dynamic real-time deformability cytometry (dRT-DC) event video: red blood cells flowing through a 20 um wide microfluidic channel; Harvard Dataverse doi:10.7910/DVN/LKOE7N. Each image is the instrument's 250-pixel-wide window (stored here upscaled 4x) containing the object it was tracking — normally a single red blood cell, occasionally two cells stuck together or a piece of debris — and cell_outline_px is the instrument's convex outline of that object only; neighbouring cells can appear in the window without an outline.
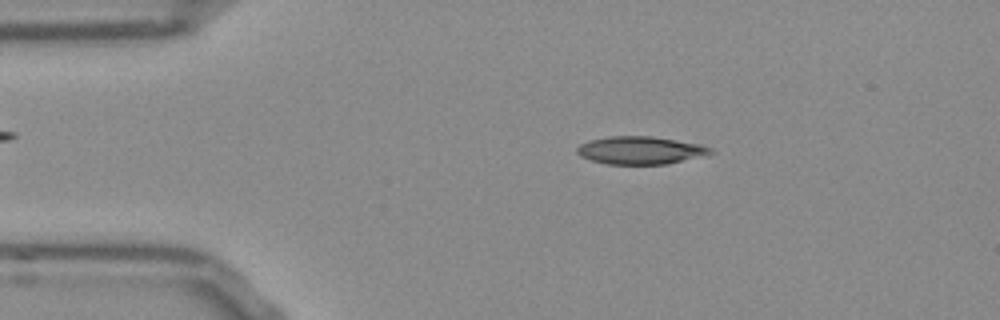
{"species": "Egyptian fruit bat (a non-hibernating species)", "species_latin": "Rousettus aegyptiacus", "temperature_condition": "room temperature", "stored_images_in_passage": 46, "camera_frame_rate_fps": 3000, "um_per_image_px": 0.085, "frame": {"image": 1, "passage_image": 3, "time_ms": 0.667, "image_size_px": [1000, 320], "cell_outline_px": [[712, 152], [664, 164], [608, 164], [592, 160], [580, 156], [576, 152], [576, 148], [580, 144], [588, 140], [608, 136], [652, 136], [700, 144], [712, 148]], "centroid_in_image_um": [54.33, 12.76], "position_along_channel_um": 30.7, "area_um2": 21.21}}
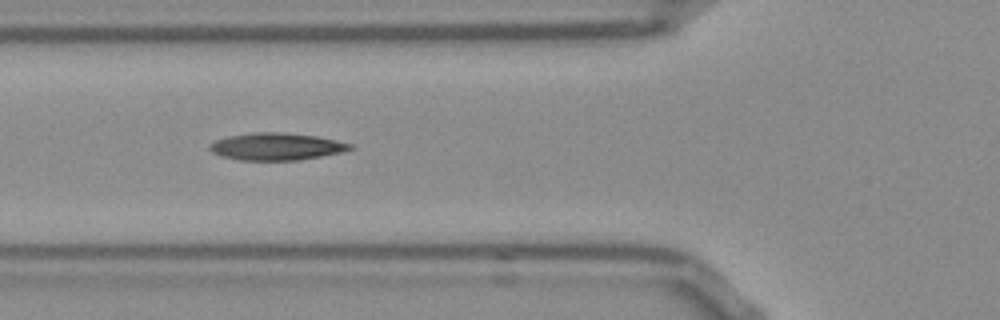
{"frame": {"image": 2, "passage_image": 12, "time_ms": 3.667, "image_size_px": [1000, 320], "cell_outline_px": [[356, 148], [340, 152], [320, 156], [296, 160], [240, 160], [224, 156], [212, 152], [208, 148], [208, 144], [216, 140], [228, 136], [252, 132], [280, 132], [316, 136], [352, 144]], "centroid_in_image_um": [23.47, 12.45], "position_along_channel_um": 102.3, "area_um2": 22.08}}
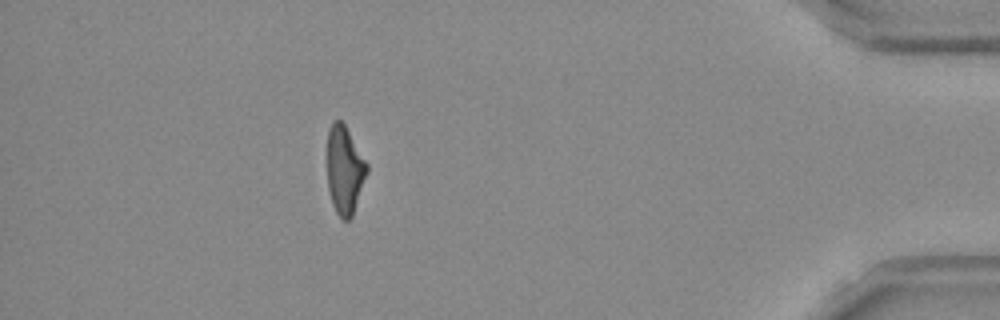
{"frame": {"image": 3, "passage_image": 40, "time_ms": 13.0, "image_size_px": [1000, 320], "cell_outline_px": [[368, 172], [352, 216], [348, 220], [340, 220], [332, 204], [328, 188], [328, 128], [332, 120], [340, 120], [344, 124], [368, 164]], "centroid_in_image_um": [29.29, 14.46], "position_along_channel_um": 405.9, "area_um2": 20.35}, "authors_computed_cell_mechanics": {"area_um2": 21.5016, "velocity_mm_per_s": 3.8328, "shape_relaxation_time_tau1_ms": null, "shape_relaxation_time_tau2_ms": 3.4281, "deformation_change_tau1": null, "deformation_change_tau2": 0.1273}}